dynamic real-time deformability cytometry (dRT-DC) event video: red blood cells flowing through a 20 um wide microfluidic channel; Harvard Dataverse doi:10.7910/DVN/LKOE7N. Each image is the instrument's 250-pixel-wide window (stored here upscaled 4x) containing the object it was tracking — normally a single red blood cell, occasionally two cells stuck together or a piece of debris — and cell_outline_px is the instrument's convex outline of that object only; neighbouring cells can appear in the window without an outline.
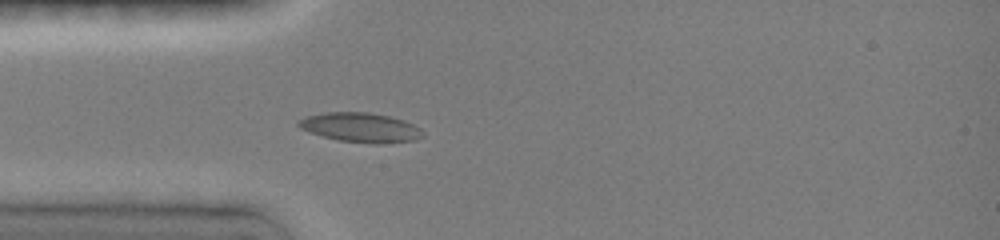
{"species": "common noctule bat (a hibernating species)", "species_latin": "Nyctalus noctula", "temperature_condition": "room temperature", "stored_images_in_passage": 37, "camera_frame_rate_fps": 3000, "um_per_image_px": 0.085, "animal": {"sex": "female", "body_mass_g": 19.0, "forearm_length_mm": 51.5}, "frame": {"image": 1, "passage_image": 1, "time_ms": 0.0, "image_size_px": [1000, 240], "cell_outline_px": [[424, 136], [416, 140], [380, 144], [376, 144], [340, 140], [308, 132], [300, 128], [296, 124], [296, 120], [304, 116], [324, 112], [368, 112], [388, 116], [404, 120], [420, 128], [424, 132]], "centroid_in_image_um": [30.63, 10.83], "position_along_channel_um": 54.4, "area_um2": 21.5}}
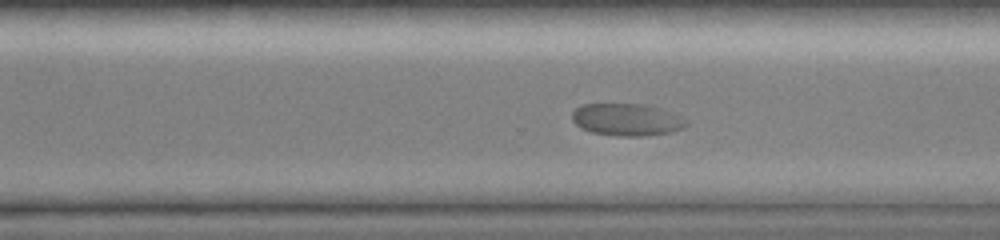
{"frame": {"image": 2, "passage_image": 22, "time_ms": 7.0, "image_size_px": [1000, 240], "cell_outline_px": [[688, 124], [684, 128], [672, 132], [644, 136], [616, 136], [592, 132], [580, 128], [572, 120], [572, 112], [580, 104], [640, 104], [660, 108], [688, 120]], "centroid_in_image_um": [53.27, 10.18], "position_along_channel_um": 317.3, "area_um2": 21.5}}
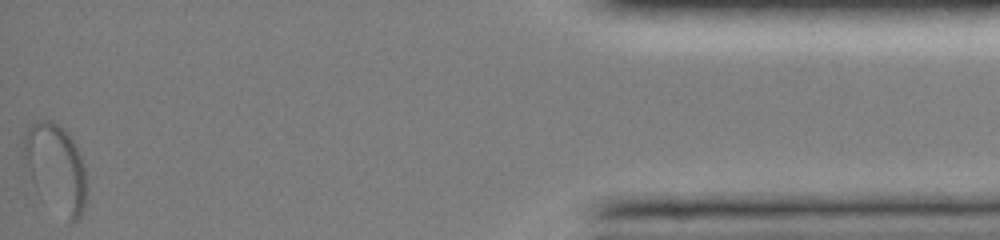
{"frame": {"image": 3, "passage_image": 37, "time_ms": 12.0, "image_size_px": [1000, 240], "cell_outline_px": [[88, 184], [84, 208], [80, 216], [72, 224], [36, 188], [20, 164], [20, 136], [32, 124], [40, 120], [48, 120], [56, 124], [72, 140], [80, 152]], "centroid_in_image_um": [4.66, 14.23], "position_along_channel_um": 430.5, "area_um2": 32.71}, "authors_computed_cell_mechanics": {"area_um2": 21.5016, "velocity_mm_per_s": 3.7892, "shape_relaxation_time_tau1_ms": 4.4276, "shape_relaxation_time_tau2_ms": null, "deformation_change_tau1": 0.086, "deformation_change_tau2": null}}